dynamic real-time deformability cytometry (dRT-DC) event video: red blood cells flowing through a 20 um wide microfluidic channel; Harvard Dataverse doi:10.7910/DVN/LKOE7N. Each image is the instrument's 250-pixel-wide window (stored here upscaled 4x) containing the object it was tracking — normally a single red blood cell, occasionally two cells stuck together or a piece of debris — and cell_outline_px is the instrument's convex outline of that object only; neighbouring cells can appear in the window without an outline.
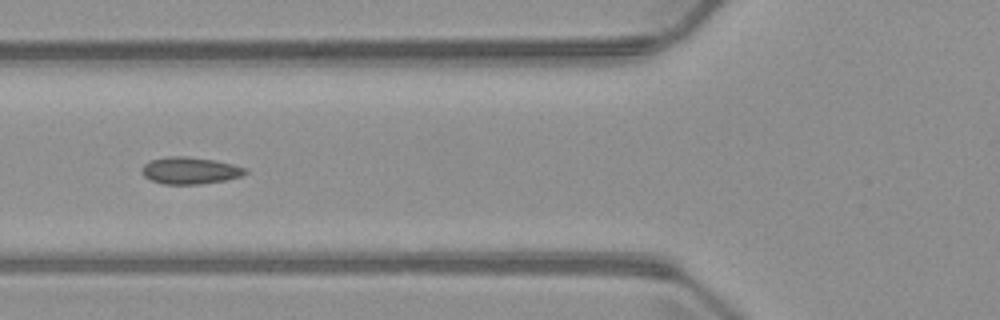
{"species": "common noctule bat (a hibernating species)", "species_latin": "Nyctalus noctula", "temperature_condition": "warm", "stored_images_in_passage": 8, "camera_frame_rate_fps": 3000, "um_per_image_px": 0.085, "animal": {"sex": "male", "body_mass_g": 23.1, "forearm_length_mm": 52.7}, "frame": {"image": 1, "passage_image": 5, "time_ms": 6.0, "image_size_px": [1000, 320], "cell_outline_px": [[248, 172], [240, 176], [224, 180], [200, 184], [164, 184], [152, 180], [144, 176], [140, 168], [148, 160], [168, 156], [188, 156], [216, 160], [248, 168]], "centroid_in_image_um": [16.13, 14.48], "position_along_channel_um": 109.7, "area_um2": 16.36}}
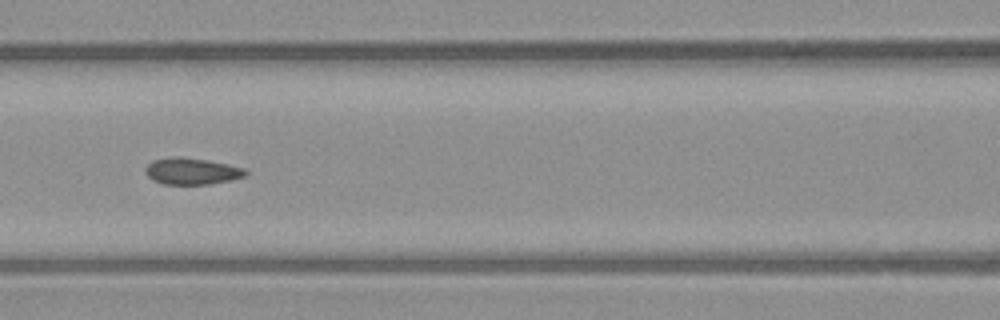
{"frame": {"image": 2, "passage_image": 6, "time_ms": 7.0, "image_size_px": [1000, 320], "cell_outline_px": [[248, 172], [244, 176], [212, 184], [164, 184], [152, 180], [144, 172], [144, 168], [152, 160], [172, 156], [180, 156], [208, 160], [228, 164], [244, 168]], "centroid_in_image_um": [16.25, 14.54], "position_along_channel_um": 150.3, "area_um2": 15.61}}